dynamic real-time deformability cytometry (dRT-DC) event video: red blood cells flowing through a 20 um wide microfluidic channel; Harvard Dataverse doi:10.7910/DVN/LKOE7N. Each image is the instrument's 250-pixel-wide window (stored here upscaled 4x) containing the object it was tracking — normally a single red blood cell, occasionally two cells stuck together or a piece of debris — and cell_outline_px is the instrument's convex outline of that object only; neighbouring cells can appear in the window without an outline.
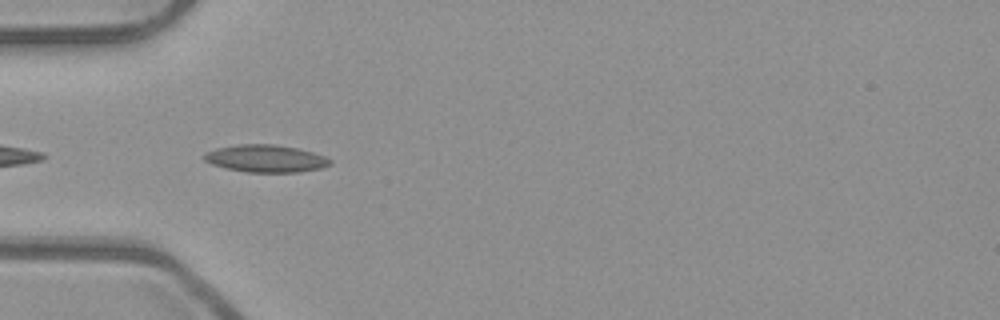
{"species": "common noctule bat (a hibernating species)", "species_latin": "Nyctalus noctula", "temperature_condition": "room temperature", "stored_images_in_passage": 11, "camera_frame_rate_fps": 3000, "um_per_image_px": 0.085, "animal": {"sex": "male", "body_mass_g": 23.1, "forearm_length_mm": 52.7}, "frame": {"image": 1, "passage_image": 2, "time_ms": 0.333, "image_size_px": [1000, 320], "cell_outline_px": [[332, 164], [320, 168], [300, 172], [248, 172], [224, 168], [212, 164], [204, 160], [204, 152], [216, 148], [236, 144], [276, 144], [296, 148], [312, 152], [324, 156], [332, 160]], "centroid_in_image_um": [22.57, 13.47], "position_along_channel_um": 62.4, "area_um2": 20.17}}
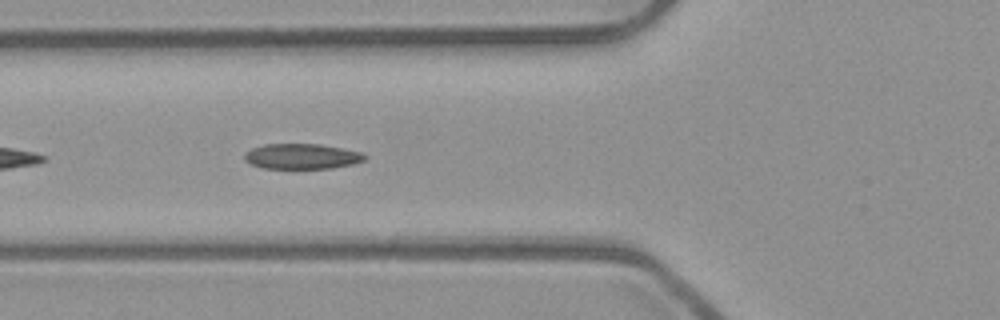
{"frame": {"image": 2, "passage_image": 5, "time_ms": 1.333, "image_size_px": [1000, 320], "cell_outline_px": [[368, 156], [364, 160], [352, 164], [332, 168], [264, 168], [252, 164], [244, 160], [244, 152], [252, 148], [264, 144], [320, 144], [360, 152]], "centroid_in_image_um": [25.63, 13.28], "position_along_channel_um": 100.2, "area_um2": 17.63}}